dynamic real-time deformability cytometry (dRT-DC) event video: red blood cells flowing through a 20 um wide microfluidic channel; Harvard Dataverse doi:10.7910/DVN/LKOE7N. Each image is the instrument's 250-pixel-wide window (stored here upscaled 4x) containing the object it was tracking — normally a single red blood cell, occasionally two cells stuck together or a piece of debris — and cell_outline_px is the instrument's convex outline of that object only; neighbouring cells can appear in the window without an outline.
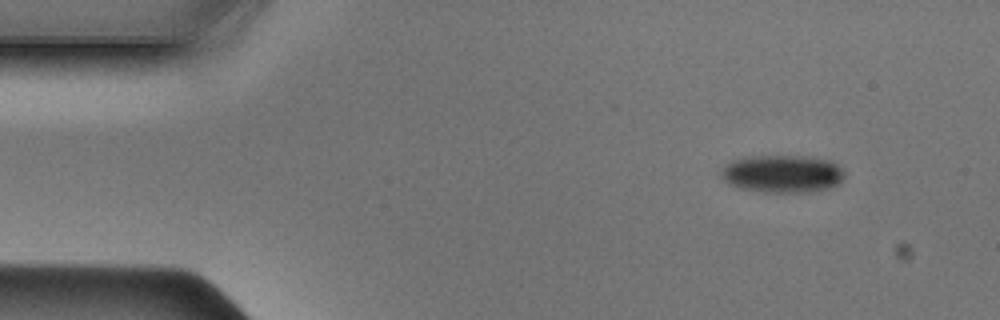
{"species": "Egyptian fruit bat (a non-hibernating species)", "species_latin": "Rousettus aegyptiacus", "temperature_condition": "cold", "stored_images_in_passage": 45, "camera_frame_rate_fps": 3000, "um_per_image_px": 0.085, "animal": {"sex": "male"}, "frame": {"image": 1, "passage_image": 2, "time_ms": 0.333, "image_size_px": [1000, 320], "cell_outline_px": [[844, 176], [840, 184], [832, 188], [812, 192], [764, 192], [740, 188], [724, 180], [720, 176], [720, 172], [732, 160], [744, 156], [808, 156], [832, 160], [844, 172]], "centroid_in_image_um": [66.55, 14.77], "position_along_channel_um": 18.5, "area_um2": 27.34}}
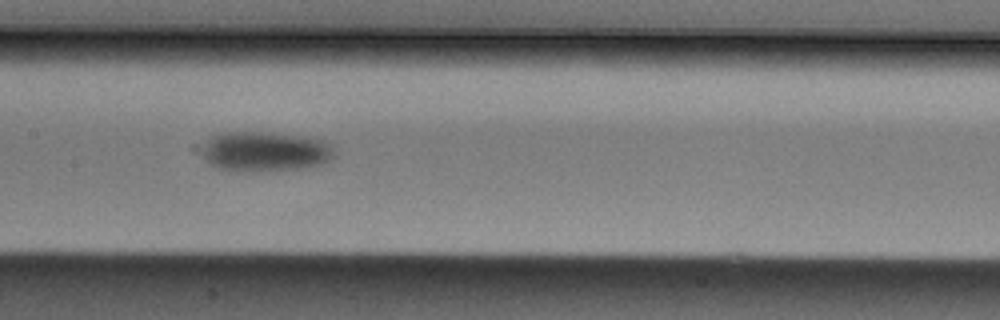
{"frame": {"image": 2, "passage_image": 20, "time_ms": 6.333, "image_size_px": [1000, 320], "cell_outline_px": [[336, 156], [332, 160], [324, 164], [300, 168], [252, 172], [236, 172], [220, 168], [208, 164], [204, 160], [200, 152], [208, 136], [220, 132], [268, 132], [324, 140], [336, 144]], "centroid_in_image_um": [22.53, 12.88], "position_along_channel_um": 184.9, "area_um2": 31.73}}
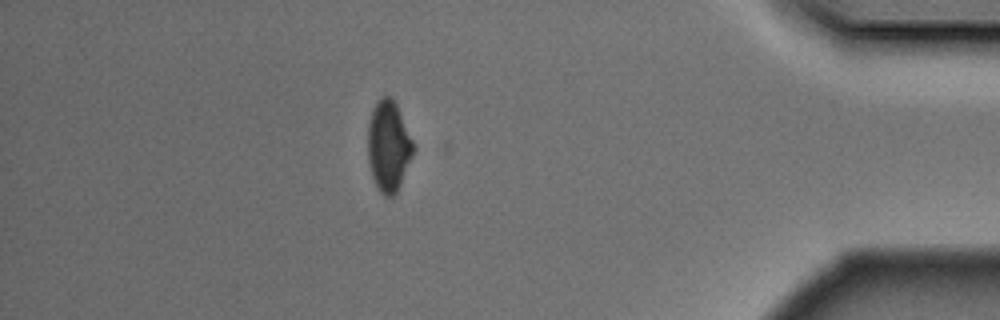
{"frame": {"image": 3, "passage_image": 39, "time_ms": 12.667, "image_size_px": [1000, 320], "cell_outline_px": [[412, 156], [400, 184], [396, 192], [392, 196], [384, 196], [380, 192], [372, 176], [368, 160], [368, 124], [372, 108], [376, 100], [384, 96], [388, 96], [396, 104], [412, 140]], "centroid_in_image_um": [32.99, 12.41], "position_along_channel_um": 402.2, "area_um2": 23.52}}